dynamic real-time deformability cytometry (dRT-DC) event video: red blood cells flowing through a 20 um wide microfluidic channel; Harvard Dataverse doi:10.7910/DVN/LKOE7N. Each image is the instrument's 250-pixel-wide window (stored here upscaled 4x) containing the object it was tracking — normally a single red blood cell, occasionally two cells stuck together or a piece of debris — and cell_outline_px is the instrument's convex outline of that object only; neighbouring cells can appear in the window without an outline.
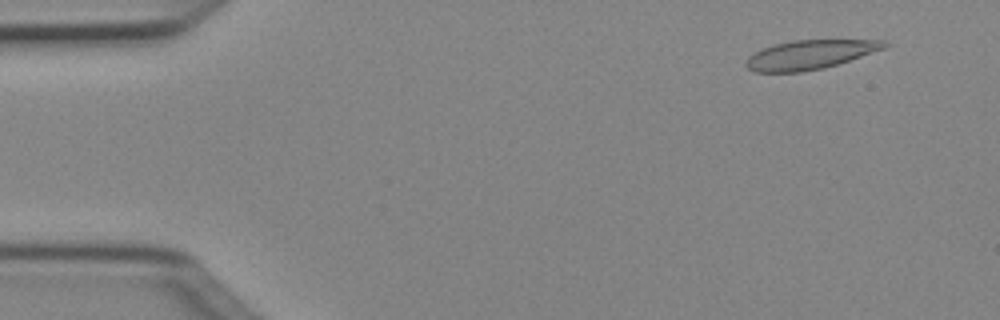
{"species": "Egyptian fruit bat (a non-hibernating species)", "species_latin": "Rousettus aegyptiacus", "temperature_condition": "cold", "stored_images_in_passage": 4, "segment_of_instrument_passage": [1, 2], "camera_frame_rate_fps": 3000, "um_per_image_px": 0.085, "animal": {"sex": "female"}, "frame": {"image": 1, "passage_image": 1, "time_ms": 0.0, "image_size_px": [1000, 320], "cell_outline_px": [[892, 44], [884, 48], [824, 68], [804, 72], [756, 72], [748, 68], [744, 64], [748, 56], [764, 48], [776, 44], [792, 40], [884, 40]], "centroid_in_image_um": [68.83, 4.65], "position_along_channel_um": 16.2, "area_um2": 23.24}}